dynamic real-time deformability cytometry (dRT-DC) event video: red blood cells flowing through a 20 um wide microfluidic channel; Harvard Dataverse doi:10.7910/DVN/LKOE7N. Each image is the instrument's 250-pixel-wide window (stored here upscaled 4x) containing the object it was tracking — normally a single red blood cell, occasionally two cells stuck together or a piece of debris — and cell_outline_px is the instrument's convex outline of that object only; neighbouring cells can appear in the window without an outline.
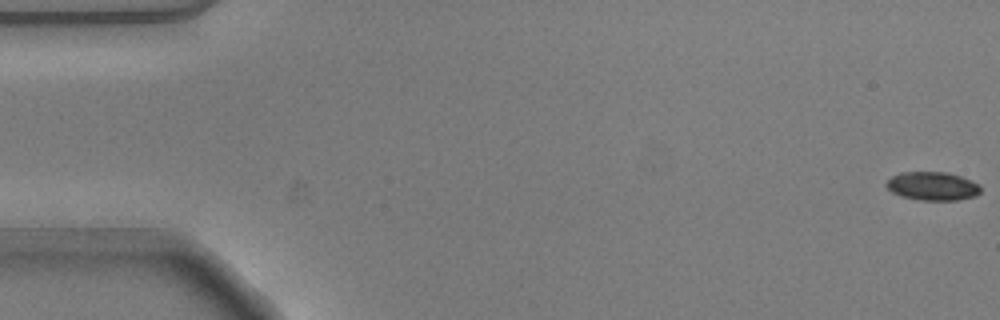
{"species": "common noctule bat (a hibernating species)", "species_latin": "Nyctalus noctula", "temperature_condition": "warm", "stored_images_in_passage": 54, "camera_frame_rate_fps": 3000, "um_per_image_px": 0.085, "animal": {"sex": "male", "body_mass_g": 20.5, "forearm_length_mm": 52.5}, "frame": {"image": 1, "passage_image": 1, "time_ms": 0.0, "image_size_px": [1000, 320], "cell_outline_px": [[980, 192], [976, 196], [956, 200], [920, 200], [904, 196], [892, 192], [884, 184], [892, 176], [900, 172], [948, 172], [972, 180], [980, 184]], "centroid_in_image_um": [79.29, 15.81], "position_along_channel_um": 5.7, "area_um2": 15.66}}
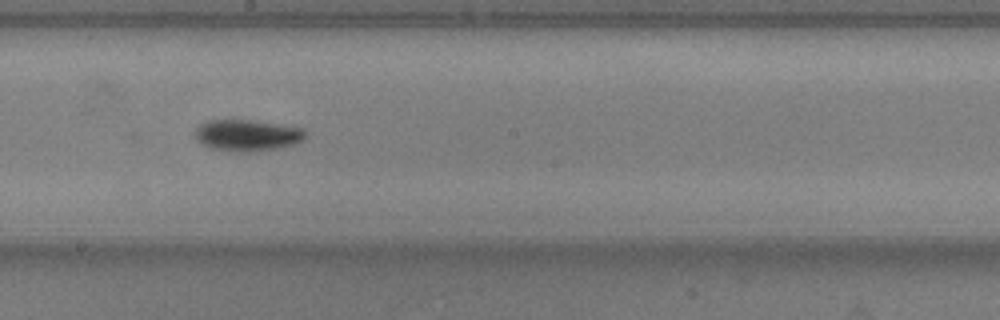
{"frame": {"image": 2, "passage_image": 30, "time_ms": 9.667, "image_size_px": [1000, 320], "cell_outline_px": [[304, 140], [296, 144], [280, 148], [252, 152], [232, 152], [208, 148], [200, 144], [192, 136], [196, 128], [200, 124], [208, 120], [252, 120], [284, 124], [304, 128]], "centroid_in_image_um": [20.98, 11.51], "position_along_channel_um": 227.2, "area_um2": 20.87}}
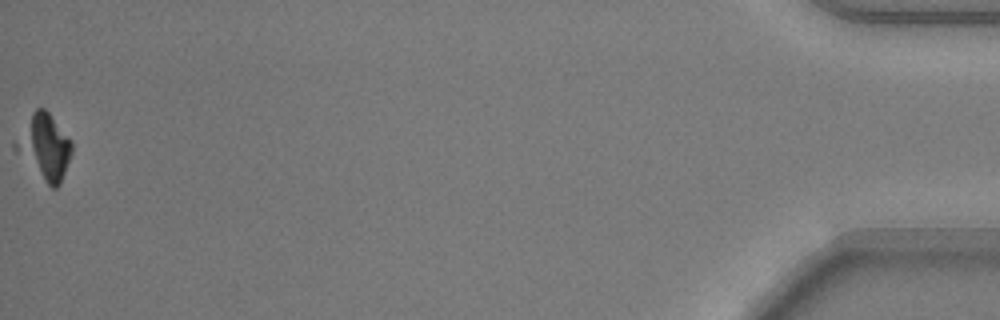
{"frame": {"image": 3, "passage_image": 54, "time_ms": 17.667, "image_size_px": [1000, 320], "cell_outline_px": [[72, 152], [60, 184], [56, 188], [52, 188], [12, 148], [12, 140], [32, 112], [36, 108], [44, 108], [48, 112], [72, 144]], "centroid_in_image_um": [3.72, 12.47], "position_along_channel_um": 431.5, "area_um2": 20.92}}